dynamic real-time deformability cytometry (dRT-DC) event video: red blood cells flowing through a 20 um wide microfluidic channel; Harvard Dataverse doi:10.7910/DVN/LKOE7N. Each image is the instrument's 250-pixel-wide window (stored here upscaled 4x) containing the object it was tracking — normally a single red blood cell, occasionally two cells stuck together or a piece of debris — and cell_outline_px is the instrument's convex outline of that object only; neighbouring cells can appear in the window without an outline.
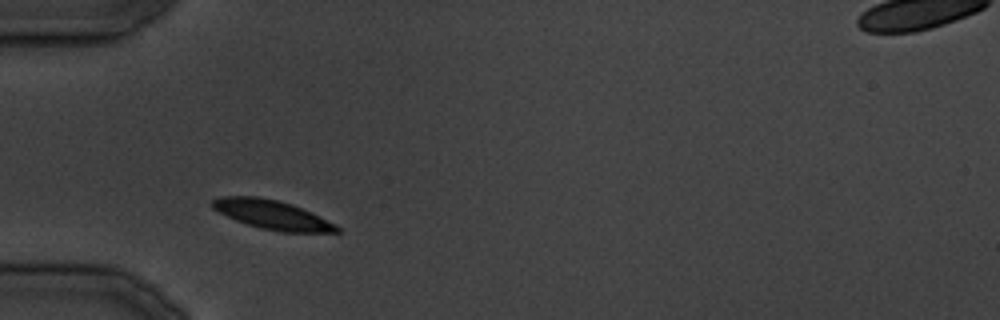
{"species": "common noctule bat (a hibernating species)", "species_latin": "Nyctalus noctula", "temperature_condition": "cold", "stored_images_in_passage": 16, "camera_frame_rate_fps": 3000, "um_per_image_px": 0.085, "animal": {"sex": "male", "body_mass_g": 19.5, "forearm_length_mm": 54.6}, "frame": {"image": 1, "passage_image": 3, "time_ms": 2.333, "image_size_px": [1000, 320], "cell_outline_px": [[340, 232], [280, 232], [260, 228], [236, 220], [212, 208], [208, 204], [212, 200], [220, 196], [256, 196], [276, 200], [292, 204], [312, 212], [336, 224], [340, 228]], "centroid_in_image_um": [23.13, 18.25], "position_along_channel_um": 61.9, "area_um2": 21.1}}
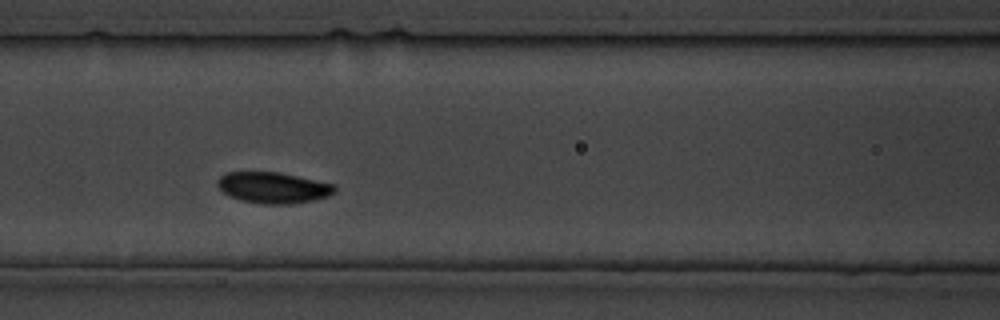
{"frame": {"image": 2, "passage_image": 7, "time_ms": 8.0, "image_size_px": [1000, 320], "cell_outline_px": [[336, 192], [328, 196], [312, 200], [292, 204], [260, 204], [240, 200], [224, 192], [216, 184], [216, 180], [224, 172], [280, 172], [336, 184]], "centroid_in_image_um": [23.23, 15.94], "position_along_channel_um": 143.4, "area_um2": 21.39}}
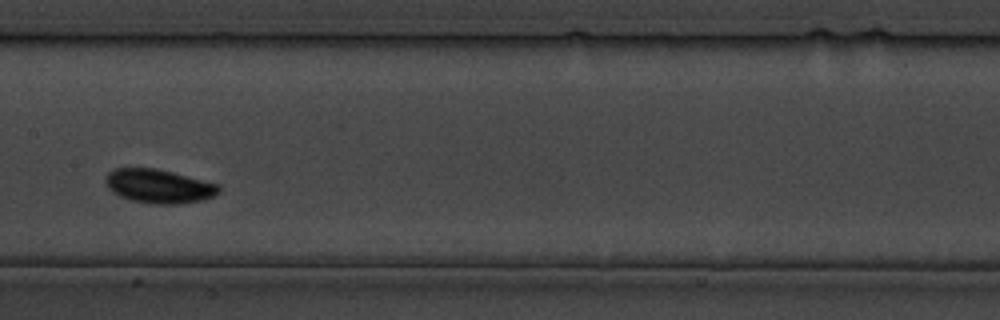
{"frame": {"image": 3, "passage_image": 10, "time_ms": 11.333, "image_size_px": [1000, 320], "cell_outline_px": [[220, 192], [204, 200], [176, 204], [156, 204], [132, 200], [120, 196], [112, 192], [108, 188], [104, 180], [108, 172], [112, 168], [156, 168], [220, 184]], "centroid_in_image_um": [13.49, 15.82], "position_along_channel_um": 193.9, "area_um2": 22.43}}